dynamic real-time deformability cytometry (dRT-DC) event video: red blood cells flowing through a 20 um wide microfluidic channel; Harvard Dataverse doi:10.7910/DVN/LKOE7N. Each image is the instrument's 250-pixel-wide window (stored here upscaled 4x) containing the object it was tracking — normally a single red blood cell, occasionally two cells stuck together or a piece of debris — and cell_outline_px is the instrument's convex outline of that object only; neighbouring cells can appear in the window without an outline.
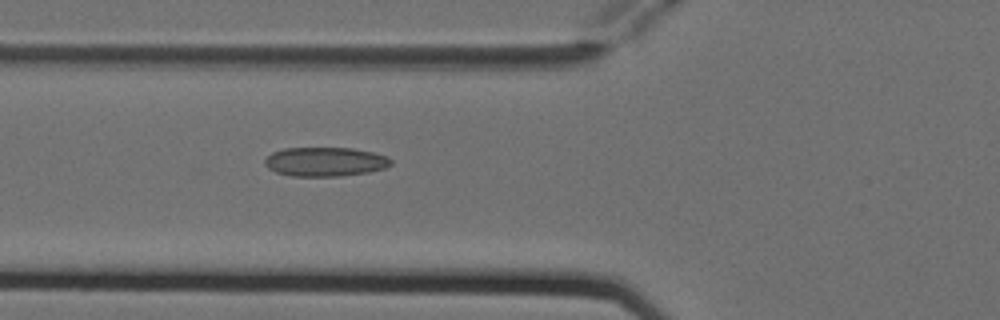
{"species": "Egyptian fruit bat (a non-hibernating species)", "species_latin": "Rousettus aegyptiacus", "temperature_condition": "cold", "stored_images_in_passage": 4, "camera_frame_rate_fps": 3000, "um_per_image_px": 0.085, "animal": {"sex": "female"}, "frame": {"image": 1, "passage_image": 4, "time_ms": 1.0, "image_size_px": [1000, 320], "cell_outline_px": [[392, 164], [384, 168], [368, 172], [340, 176], [292, 176], [276, 172], [268, 168], [264, 164], [264, 160], [272, 152], [284, 148], [352, 148], [372, 152], [388, 156], [392, 160]], "centroid_in_image_um": [27.64, 13.74], "position_along_channel_um": 98.2, "area_um2": 21.44}}